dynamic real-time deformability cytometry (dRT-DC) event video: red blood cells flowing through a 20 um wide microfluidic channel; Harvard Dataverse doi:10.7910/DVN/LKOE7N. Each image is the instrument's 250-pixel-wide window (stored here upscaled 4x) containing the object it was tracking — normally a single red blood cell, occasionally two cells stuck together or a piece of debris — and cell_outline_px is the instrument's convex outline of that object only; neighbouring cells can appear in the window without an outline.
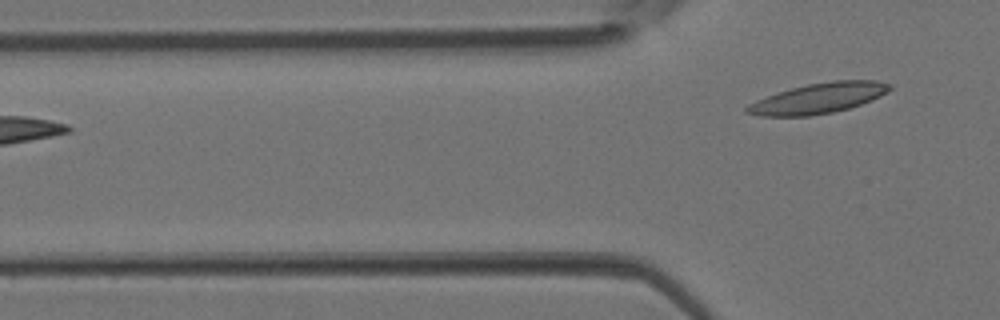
{"species": "Egyptian fruit bat (a non-hibernating species)", "species_latin": "Rousettus aegyptiacus", "temperature_condition": "room temperature", "stored_images_in_passage": 4, "camera_frame_rate_fps": 3000, "um_per_image_px": 0.085, "animal": {"sex": "female"}, "frame": {"image": 1, "passage_image": 4, "time_ms": 1.0, "image_size_px": [1000, 320], "cell_outline_px": [[892, 88], [888, 92], [872, 100], [848, 108], [832, 112], [808, 116], [760, 116], [744, 112], [744, 108], [748, 104], [756, 100], [776, 92], [808, 84], [832, 80], [876, 80], [892, 84]], "centroid_in_image_um": [69.55, 8.34], "position_along_channel_um": 56.2, "area_um2": 25.32}}